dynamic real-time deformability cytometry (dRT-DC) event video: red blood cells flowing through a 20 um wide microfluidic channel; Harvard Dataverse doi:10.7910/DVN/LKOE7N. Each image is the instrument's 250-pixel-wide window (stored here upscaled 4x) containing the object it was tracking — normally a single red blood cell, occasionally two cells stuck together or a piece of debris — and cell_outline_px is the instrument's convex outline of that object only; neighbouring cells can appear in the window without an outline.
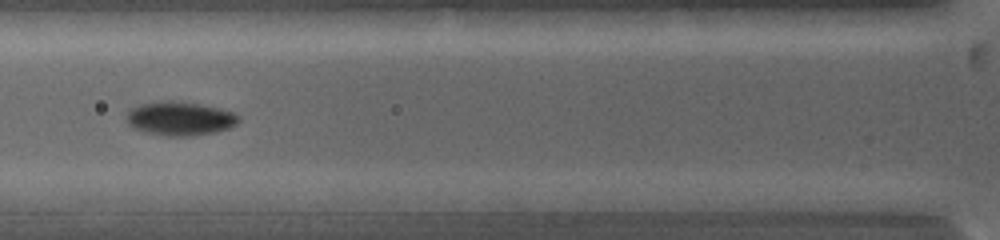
{"species": "common noctule bat (a hibernating species)", "species_latin": "Nyctalus noctula", "temperature_condition": "warm", "stored_images_in_passage": 8, "camera_frame_rate_fps": 5000, "um_per_image_px": 0.085, "animal": {"sex": "female", "body_mass_g": 19.0, "forearm_length_mm": 53.3}, "frame": {"image": 1, "passage_image": 7, "time_ms": 3.4, "image_size_px": [1000, 240], "cell_outline_px": [[240, 120], [236, 124], [228, 128], [216, 132], [192, 136], [164, 136], [144, 132], [132, 128], [128, 124], [128, 112], [132, 108], [140, 104], [164, 100], [172, 100], [200, 104], [220, 108], [236, 112], [240, 116]], "centroid_in_image_um": [15.32, 10.08], "position_along_channel_um": 110.5, "area_um2": 22.37}}